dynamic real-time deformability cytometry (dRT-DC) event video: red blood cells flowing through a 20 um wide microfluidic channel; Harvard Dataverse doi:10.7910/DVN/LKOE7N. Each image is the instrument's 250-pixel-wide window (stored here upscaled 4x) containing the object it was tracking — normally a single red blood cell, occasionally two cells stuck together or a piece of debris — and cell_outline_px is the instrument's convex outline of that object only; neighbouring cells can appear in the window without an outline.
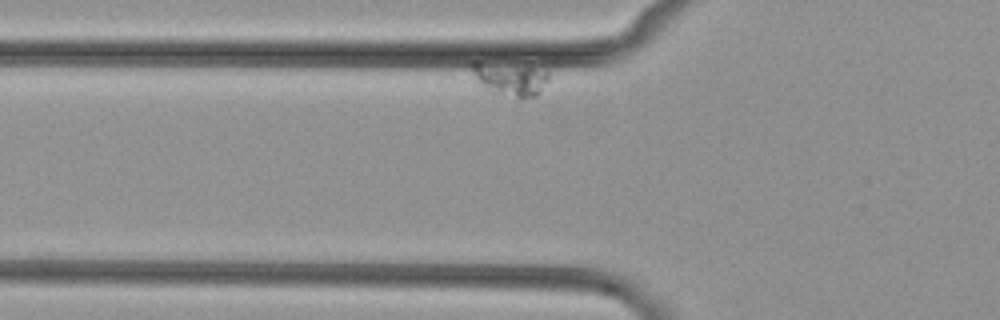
{"species": "common noctule bat (a hibernating species)", "species_latin": "Nyctalus noctula", "temperature_condition": "cold", "stored_images_in_passage": 30, "camera_frame_rate_fps": 3000, "um_per_image_px": 0.085, "animal": {"sex": "female", "body_mass_g": 29.2, "forearm_length_mm": 56.3}, "frame": {"image": 1, "passage_image": 5, "time_ms": 1.333, "image_size_px": [1000, 320], "cell_outline_px": [[548, 80], [540, 92], [536, 96], [524, 100], [520, 100], [492, 92], [484, 88], [476, 80], [472, 72], [472, 60], [480, 60], [528, 64], [548, 68]], "centroid_in_image_um": [43.4, 6.65], "position_along_channel_um": 82.4, "area_um2": 16.24}}
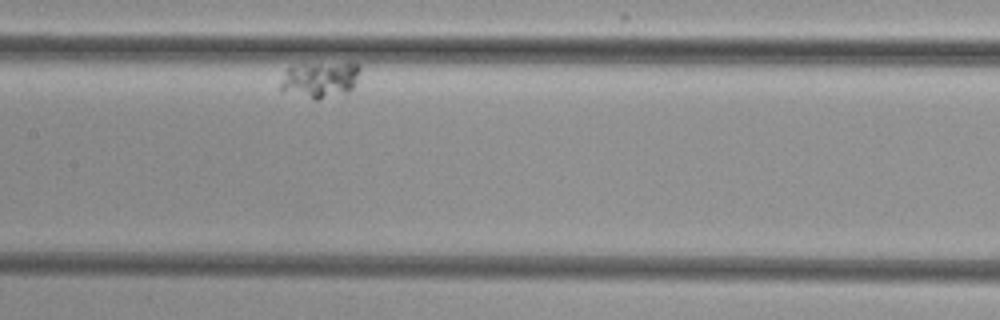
{"frame": {"image": 2, "passage_image": 19, "time_ms": 6.0, "image_size_px": [1000, 320], "cell_outline_px": [[360, 68], [356, 84], [348, 92], [320, 100], [316, 100], [280, 92], [280, 84], [284, 72], [288, 68], [300, 64], [360, 64]], "centroid_in_image_um": [27.16, 6.82], "position_along_channel_um": 180.2, "area_um2": 16.82}}
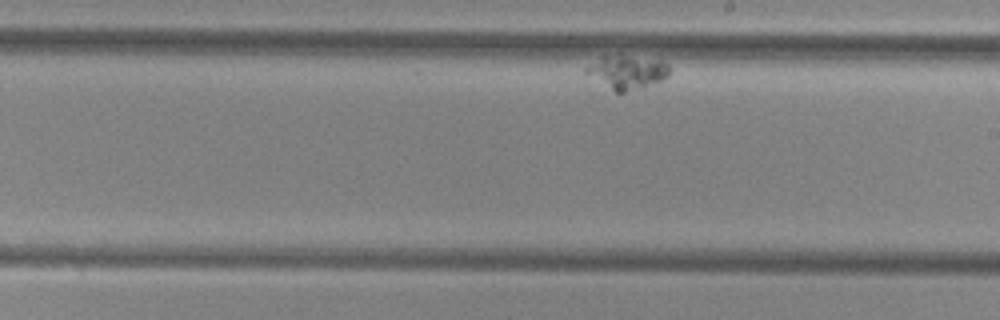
{"frame": {"image": 3, "passage_image": 26, "time_ms": 8.333, "image_size_px": [1000, 320], "cell_outline_px": [[668, 76], [644, 88], [624, 92], [616, 92], [584, 72], [584, 68], [604, 56], [620, 56], [660, 60], [668, 64]], "centroid_in_image_um": [53.31, 6.15], "position_along_channel_um": 235.7, "area_um2": 15.72}}